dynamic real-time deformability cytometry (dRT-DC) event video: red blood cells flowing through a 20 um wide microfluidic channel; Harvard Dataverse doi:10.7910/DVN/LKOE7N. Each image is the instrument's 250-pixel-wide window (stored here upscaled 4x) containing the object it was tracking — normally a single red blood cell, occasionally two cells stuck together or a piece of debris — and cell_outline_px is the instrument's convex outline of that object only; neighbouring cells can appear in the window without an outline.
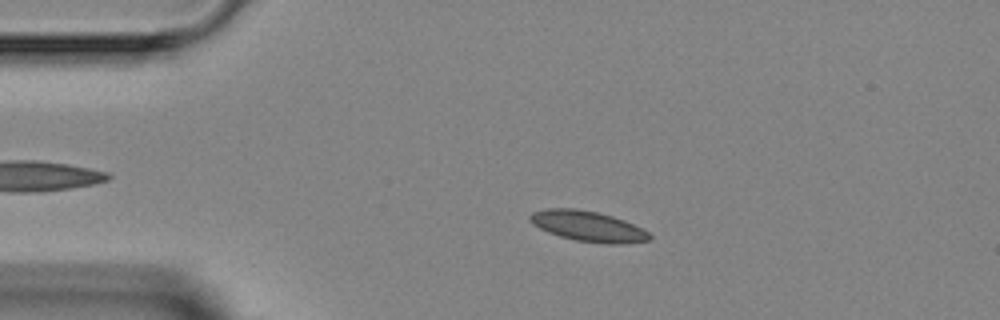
{"species": "Egyptian fruit bat (a non-hibernating species)", "species_latin": "Rousettus aegyptiacus", "temperature_condition": "room temperature", "stored_images_in_passage": 2, "camera_frame_rate_fps": 3000, "um_per_image_px": 0.085, "animal": {"sex": "female"}, "frame": {"image": 1, "passage_image": 2, "time_ms": 1.0, "image_size_px": [1000, 320], "cell_outline_px": [[652, 236], [648, 240], [624, 244], [604, 244], [576, 240], [560, 236], [548, 232], [532, 224], [528, 220], [528, 216], [532, 212], [544, 208], [576, 208], [596, 212], [612, 216], [624, 220], [644, 228]], "centroid_in_image_um": [49.97, 19.22], "position_along_channel_um": 35.0, "area_um2": 21.39}}